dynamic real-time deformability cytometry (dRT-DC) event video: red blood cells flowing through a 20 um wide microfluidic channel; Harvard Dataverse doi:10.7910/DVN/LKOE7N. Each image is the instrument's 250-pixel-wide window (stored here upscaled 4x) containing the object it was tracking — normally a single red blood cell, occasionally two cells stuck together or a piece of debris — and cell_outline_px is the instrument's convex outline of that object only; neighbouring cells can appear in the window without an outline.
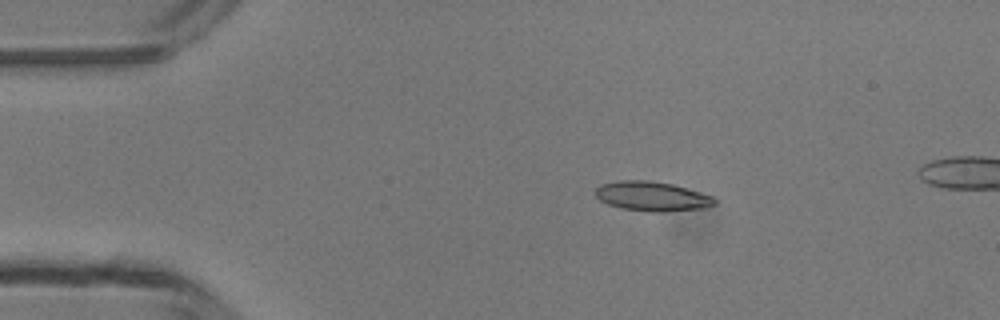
{"species": "common noctule bat (a hibernating species)", "species_latin": "Nyctalus noctula", "temperature_condition": "room temperature", "stored_images_in_passage": 4, "camera_frame_rate_fps": 3000, "um_per_image_px": 0.085, "animal": {"sex": "male", "body_mass_g": 13.3}, "frame": {"image": 1, "passage_image": 2, "time_ms": 1.333, "image_size_px": [1000, 320], "cell_outline_px": [[716, 204], [700, 208], [664, 212], [652, 212], [624, 208], [608, 204], [600, 200], [596, 196], [596, 188], [600, 184], [620, 180], [648, 180], [672, 184], [712, 196], [716, 200]], "centroid_in_image_um": [55.4, 16.68], "position_along_channel_um": 29.6, "area_um2": 20.23}}